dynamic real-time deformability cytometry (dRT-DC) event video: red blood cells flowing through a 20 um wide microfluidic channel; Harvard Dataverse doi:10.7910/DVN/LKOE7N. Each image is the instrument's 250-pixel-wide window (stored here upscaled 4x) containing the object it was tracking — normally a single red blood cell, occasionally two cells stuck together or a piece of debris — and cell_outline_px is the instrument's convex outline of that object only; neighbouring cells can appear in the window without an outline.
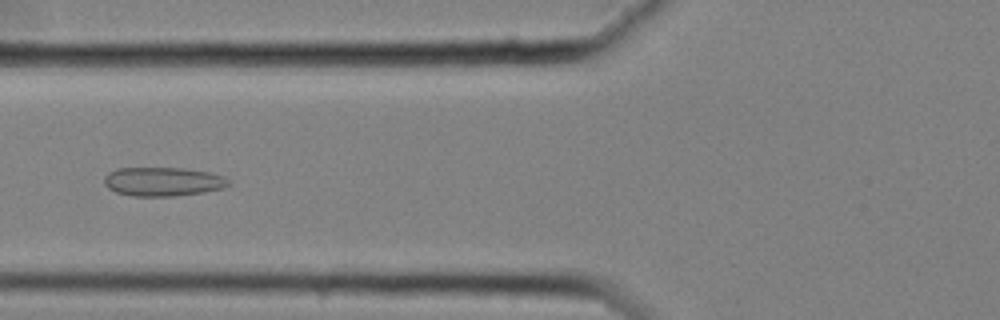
{"species": "common noctule bat (a hibernating species)", "species_latin": "Nyctalus noctula", "temperature_condition": "cold", "stored_images_in_passage": 18, "camera_frame_rate_fps": 3000, "um_per_image_px": 0.085, "animal": {"sex": "female", "body_mass_g": 25.1}, "frame": {"image": 1, "passage_image": 10, "time_ms": 3.0, "image_size_px": [1000, 320], "cell_outline_px": [[232, 184], [224, 188], [204, 192], [172, 196], [132, 196], [116, 192], [108, 188], [104, 184], [104, 176], [108, 172], [116, 168], [184, 168], [208, 172], [224, 176]], "centroid_in_image_um": [13.84, 15.43], "position_along_channel_um": 112.0, "area_um2": 21.1}}